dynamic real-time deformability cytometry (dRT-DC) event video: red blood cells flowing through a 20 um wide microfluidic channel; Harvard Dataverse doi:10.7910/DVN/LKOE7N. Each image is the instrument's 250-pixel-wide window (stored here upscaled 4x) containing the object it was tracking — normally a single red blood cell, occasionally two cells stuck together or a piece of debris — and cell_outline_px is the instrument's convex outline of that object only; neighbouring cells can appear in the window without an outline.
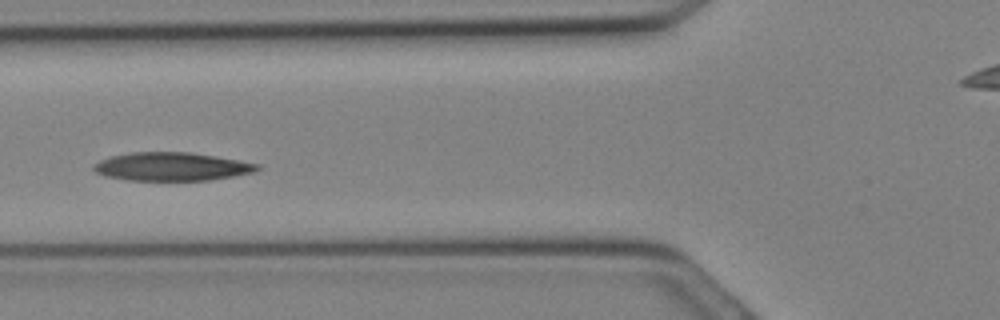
{"species": "Egyptian fruit bat (a non-hibernating species)", "species_latin": "Rousettus aegyptiacus", "temperature_condition": "cold", "stored_images_in_passage": 18, "camera_frame_rate_fps": 3000, "um_per_image_px": 0.085, "animal": {"sex": "female"}, "frame": {"image": 1, "passage_image": 11, "time_ms": 3.333, "image_size_px": [1000, 320], "cell_outline_px": [[260, 168], [256, 172], [212, 180], [128, 180], [104, 176], [96, 172], [92, 168], [92, 164], [100, 160], [112, 156], [132, 152], [188, 152], [260, 164]], "centroid_in_image_um": [14.58, 14.17], "position_along_channel_um": 111.2, "area_um2": 26.93}}
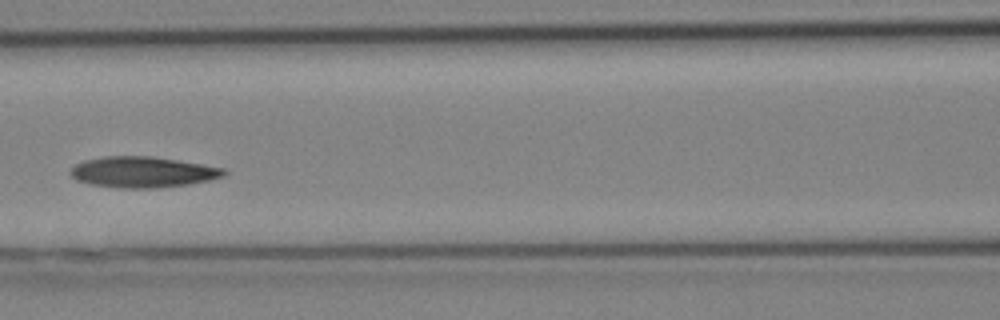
{"frame": {"image": 2, "passage_image": 13, "time_ms": 4.0, "image_size_px": [1000, 320], "cell_outline_px": [[228, 172], [224, 176], [208, 180], [188, 184], [156, 188], [120, 188], [92, 184], [76, 180], [68, 172], [76, 164], [84, 160], [104, 156], [152, 156], [224, 168]], "centroid_in_image_um": [12.11, 14.62], "position_along_channel_um": 154.5, "area_um2": 27.46}}